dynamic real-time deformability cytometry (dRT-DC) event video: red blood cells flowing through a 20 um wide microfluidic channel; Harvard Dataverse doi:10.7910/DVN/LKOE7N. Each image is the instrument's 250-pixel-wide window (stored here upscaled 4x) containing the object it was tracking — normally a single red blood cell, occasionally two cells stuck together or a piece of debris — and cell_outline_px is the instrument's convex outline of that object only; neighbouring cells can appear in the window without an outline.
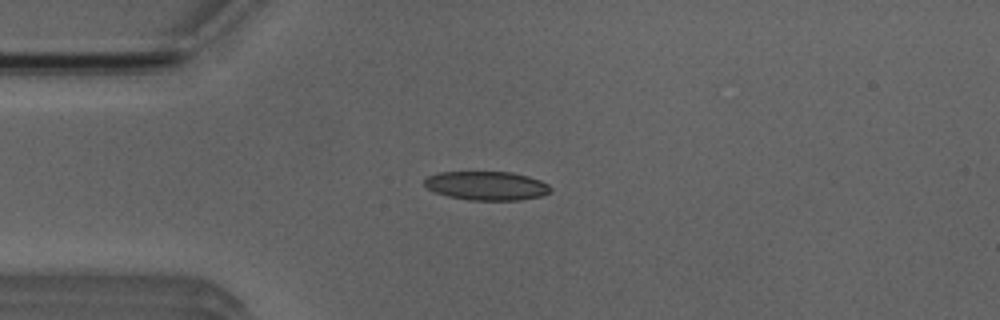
{"species": "Egyptian fruit bat (a non-hibernating species)", "species_latin": "Rousettus aegyptiacus", "temperature_condition": "room temperature", "stored_images_in_passage": 3, "camera_frame_rate_fps": 3000, "um_per_image_px": 0.085, "animal": {"sex": "male"}, "frame": {"image": 1, "passage_image": 3, "time_ms": 2.333, "image_size_px": [1000, 320], "cell_outline_px": [[552, 192], [540, 196], [520, 200], [468, 200], [448, 196], [436, 192], [428, 188], [424, 184], [424, 180], [428, 176], [440, 172], [512, 172], [528, 176], [540, 180], [548, 184], [552, 188]], "centroid_in_image_um": [41.39, 15.79], "position_along_channel_um": 43.6, "area_um2": 21.21}}